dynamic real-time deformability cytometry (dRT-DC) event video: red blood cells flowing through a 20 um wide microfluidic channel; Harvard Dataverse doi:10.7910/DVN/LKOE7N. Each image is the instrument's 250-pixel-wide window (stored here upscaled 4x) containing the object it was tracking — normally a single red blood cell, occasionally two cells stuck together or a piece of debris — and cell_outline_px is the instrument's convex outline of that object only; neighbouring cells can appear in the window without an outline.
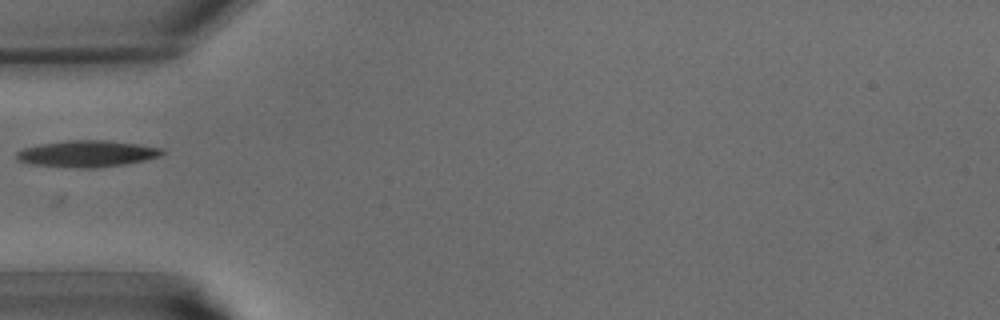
{"species": "common noctule bat (a hibernating species)", "species_latin": "Nyctalus noctula", "temperature_condition": "warm", "stored_images_in_passage": 31, "camera_frame_rate_fps": 3000, "um_per_image_px": 0.085, "animal": {"sex": "male", "body_mass_g": 15.6}, "frame": {"image": 1, "passage_image": 3, "time_ms": 0.667, "image_size_px": [1000, 320], "cell_outline_px": [[164, 152], [160, 156], [144, 160], [124, 164], [96, 168], [76, 168], [32, 164], [16, 160], [16, 152], [24, 148], [40, 144], [68, 140], [104, 140], [136, 144], [164, 148]], "centroid_in_image_um": [7.39, 13.07], "position_along_channel_um": 77.6, "area_um2": 22.43}}
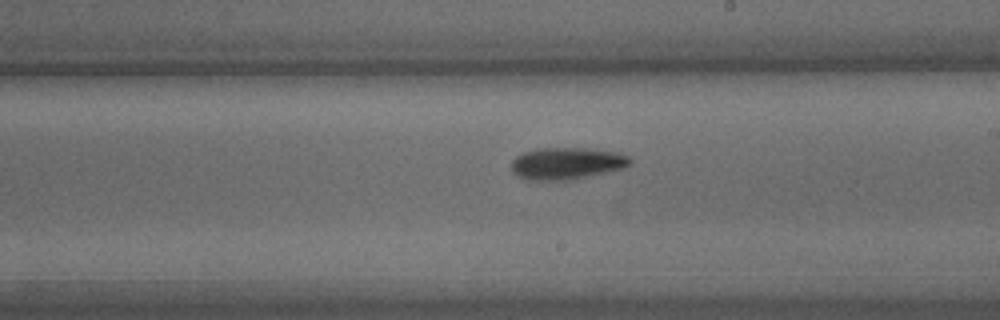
{"frame": {"image": 2, "passage_image": 13, "time_ms": 4.0, "image_size_px": [1000, 320], "cell_outline_px": [[632, 164], [624, 168], [572, 180], [528, 180], [516, 176], [512, 172], [512, 160], [516, 156], [524, 152], [536, 148], [584, 148], [616, 152], [628, 156], [632, 160]], "centroid_in_image_um": [48.16, 13.89], "position_along_channel_um": 240.8, "area_um2": 22.25}}
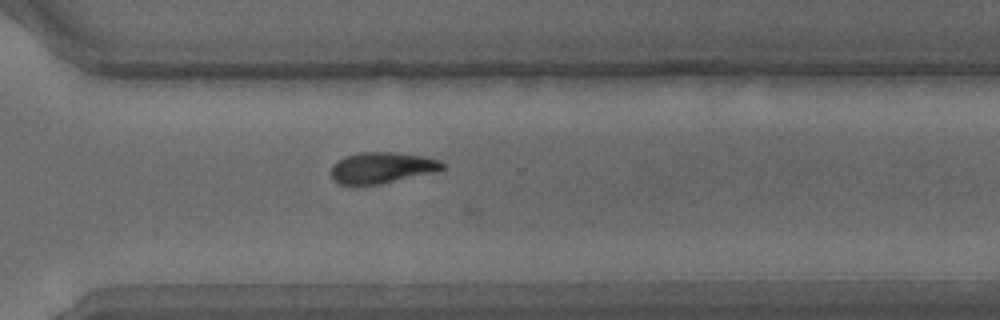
{"frame": {"image": 3, "passage_image": 19, "time_ms": 6.0, "image_size_px": [1000, 320], "cell_outline_px": [[444, 168], [436, 172], [380, 184], [356, 188], [352, 188], [340, 184], [332, 180], [332, 164], [344, 156], [360, 152], [392, 152], [424, 156], [440, 160], [444, 164]], "centroid_in_image_um": [32.41, 14.29], "position_along_channel_um": 338.2, "area_um2": 20.81}}